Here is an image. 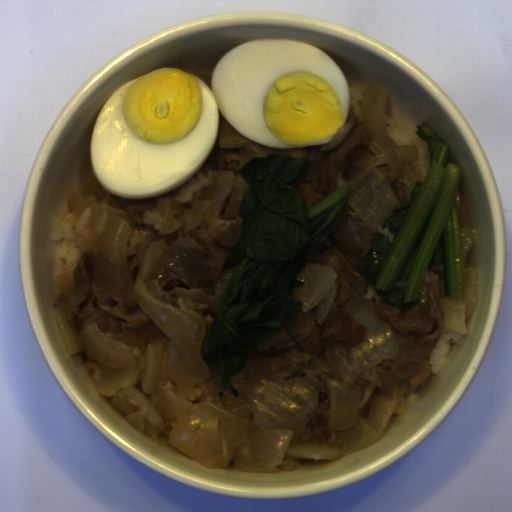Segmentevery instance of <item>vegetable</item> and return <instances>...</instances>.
<instances>
[{"label": "vegetable", "mask_w": 512, "mask_h": 512, "mask_svg": "<svg viewBox=\"0 0 512 512\" xmlns=\"http://www.w3.org/2000/svg\"><path fill=\"white\" fill-rule=\"evenodd\" d=\"M309 159L266 153L238 168L247 191L238 217L239 239L231 251L242 258L234 267L220 308L205 326L202 355L221 373V388L239 394L230 378L241 373L258 346L282 332L286 319L300 315L292 294L307 252L321 247L341 221L352 182L306 209L296 181Z\"/></svg>", "instance_id": "vegetable-1"}, {"label": "vegetable", "mask_w": 512, "mask_h": 512, "mask_svg": "<svg viewBox=\"0 0 512 512\" xmlns=\"http://www.w3.org/2000/svg\"><path fill=\"white\" fill-rule=\"evenodd\" d=\"M415 127L428 141L429 172L424 182L415 180L410 198L375 227L361 261L368 285L399 315L422 304L419 293L435 266L443 263L444 296L462 300L465 285L456 198L464 170L460 163H448L450 144L427 121Z\"/></svg>", "instance_id": "vegetable-2"}]
</instances>
